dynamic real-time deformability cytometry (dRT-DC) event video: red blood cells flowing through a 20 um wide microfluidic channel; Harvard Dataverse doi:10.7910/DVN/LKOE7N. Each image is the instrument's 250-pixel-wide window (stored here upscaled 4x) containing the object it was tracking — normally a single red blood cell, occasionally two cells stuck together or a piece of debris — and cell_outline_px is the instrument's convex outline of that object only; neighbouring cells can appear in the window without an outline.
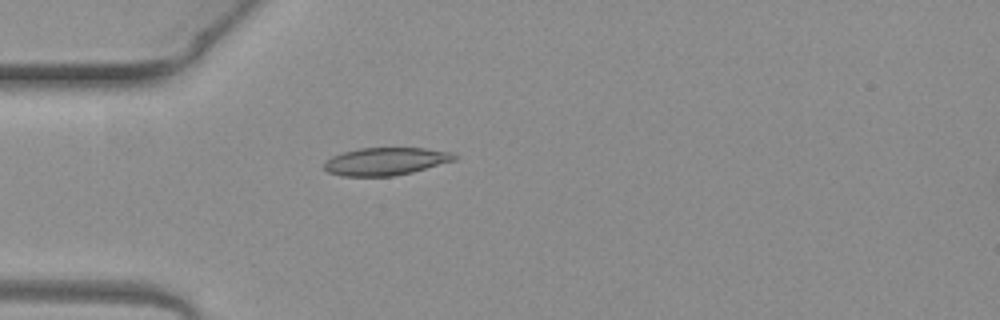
{"species": "common noctule bat (a hibernating species)", "species_latin": "Nyctalus noctula", "temperature_condition": "warm", "stored_images_in_passage": 3, "camera_frame_rate_fps": 3000, "um_per_image_px": 0.085, "animal": {"sex": "female", "body_mass_g": 19.3, "forearm_length_mm": 54.1}, "frame": {"image": 1, "passage_image": 3, "time_ms": 0.667, "image_size_px": [1000, 320], "cell_outline_px": [[460, 156], [456, 160], [412, 172], [392, 176], [340, 176], [328, 172], [324, 168], [324, 160], [332, 156], [344, 152], [360, 148], [424, 148], [452, 152]], "centroid_in_image_um": [32.79, 13.71], "position_along_channel_um": 52.2, "area_um2": 21.1}}